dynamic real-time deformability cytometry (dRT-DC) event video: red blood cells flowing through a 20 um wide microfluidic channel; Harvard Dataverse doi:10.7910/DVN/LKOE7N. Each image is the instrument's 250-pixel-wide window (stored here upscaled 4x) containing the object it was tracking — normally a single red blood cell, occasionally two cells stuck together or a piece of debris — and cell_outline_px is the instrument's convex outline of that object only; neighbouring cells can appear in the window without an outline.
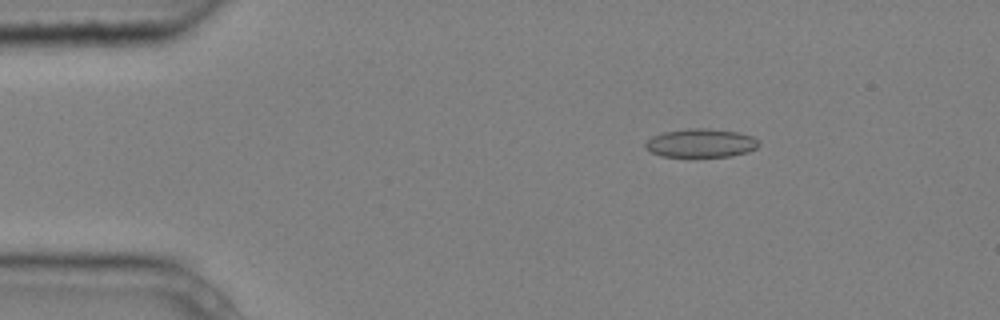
{"species": "common noctule bat (a hibernating species)", "species_latin": "Nyctalus noctula", "temperature_condition": "cold", "stored_images_in_passage": 5, "camera_frame_rate_fps": 3000, "um_per_image_px": 0.085, "animal": {"sex": "male", "body_mass_g": 20.4}, "frame": {"image": 1, "passage_image": 2, "time_ms": 0.333, "image_size_px": [1000, 320], "cell_outline_px": [[760, 144], [756, 148], [748, 152], [732, 156], [660, 156], [644, 148], [644, 144], [652, 136], [664, 132], [688, 128], [708, 128], [740, 132], [752, 136]], "centroid_in_image_um": [59.58, 12.15], "position_along_channel_um": 25.4, "area_um2": 18.9}}